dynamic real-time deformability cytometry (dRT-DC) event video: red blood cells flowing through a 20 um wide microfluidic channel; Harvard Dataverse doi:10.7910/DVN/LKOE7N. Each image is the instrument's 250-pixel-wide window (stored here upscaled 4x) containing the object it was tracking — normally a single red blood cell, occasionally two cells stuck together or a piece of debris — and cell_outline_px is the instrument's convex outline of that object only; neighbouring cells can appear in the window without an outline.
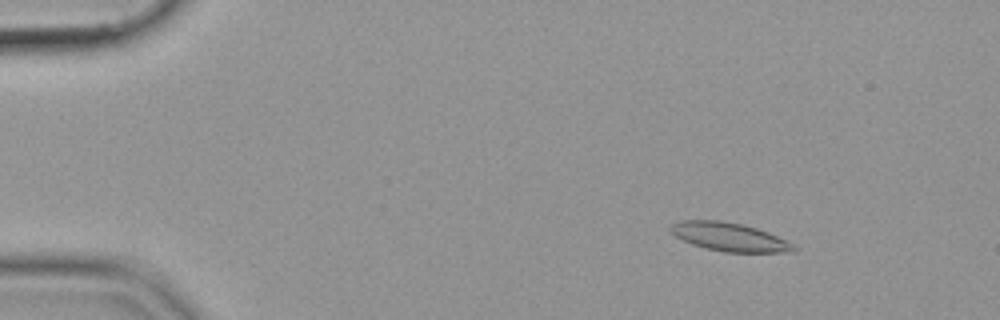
{"species": "common noctule bat (a hibernating species)", "species_latin": "Nyctalus noctula", "temperature_condition": "cold", "stored_images_in_passage": 55, "camera_frame_rate_fps": 3000, "um_per_image_px": 0.085, "animal": {"sex": "female", "body_mass_g": 19.9}, "frame": {"image": 1, "passage_image": 8, "time_ms": 2.333, "image_size_px": [1000, 320], "cell_outline_px": [[796, 252], [724, 252], [704, 248], [692, 244], [668, 232], [668, 228], [672, 224], [680, 220], [720, 220], [740, 224], [756, 228], [768, 232], [792, 244], [796, 248]], "centroid_in_image_um": [61.94, 20.13], "position_along_channel_um": 23.1, "area_um2": 20.35}}
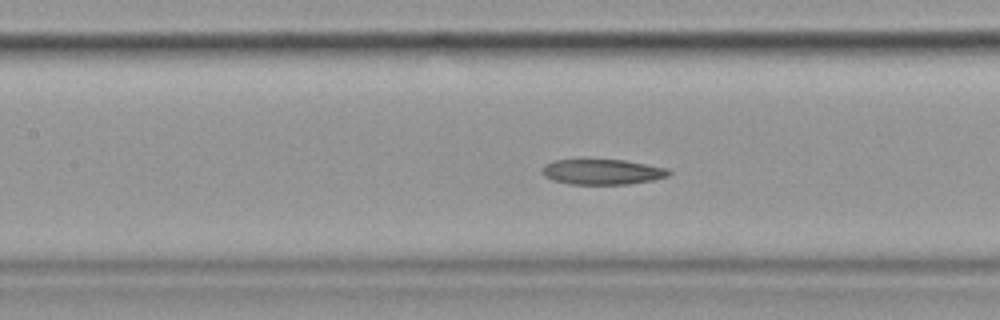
{"frame": {"image": 2, "passage_image": 26, "time_ms": 8.333, "image_size_px": [1000, 320], "cell_outline_px": [[672, 172], [668, 176], [652, 180], [628, 184], [568, 184], [552, 180], [544, 176], [544, 164], [552, 160], [580, 156], [624, 160], [668, 168]], "centroid_in_image_um": [51.13, 14.55], "position_along_channel_um": 156.3, "area_um2": 19.65}}
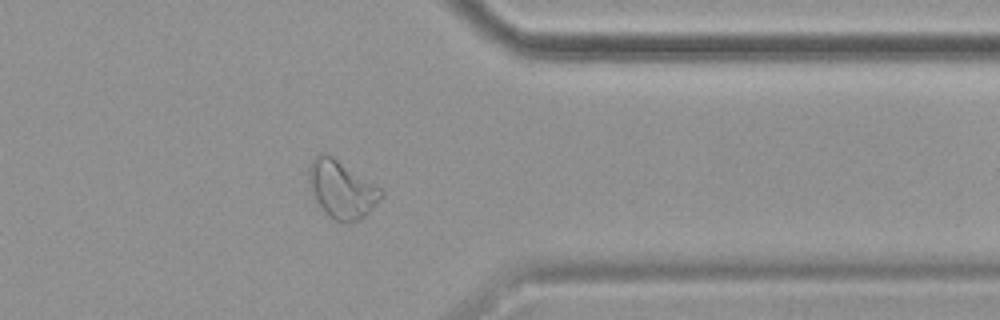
{"frame": {"image": 3, "passage_image": 45, "time_ms": 14.667, "image_size_px": [1000, 320], "cell_outline_px": [[384, 196], [360, 220], [348, 224], [344, 224], [328, 216], [316, 200], [308, 188], [308, 168], [312, 160], [316, 156], [324, 152], [332, 156], [380, 188], [384, 192]], "centroid_in_image_um": [29.02, 16.12], "position_along_channel_um": 382.4, "area_um2": 24.22}}